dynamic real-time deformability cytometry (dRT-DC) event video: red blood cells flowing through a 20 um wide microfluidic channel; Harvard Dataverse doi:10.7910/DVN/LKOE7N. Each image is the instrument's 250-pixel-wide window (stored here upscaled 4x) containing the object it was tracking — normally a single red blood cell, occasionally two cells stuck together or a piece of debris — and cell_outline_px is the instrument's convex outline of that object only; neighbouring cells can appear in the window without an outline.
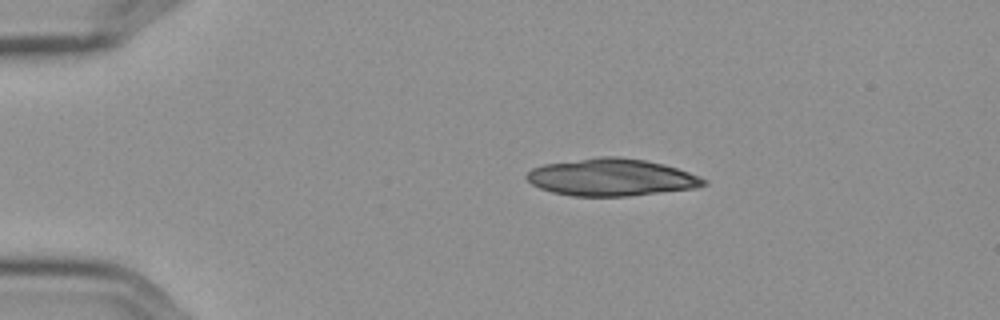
{"species": "Egyptian fruit bat (a non-hibernating species)", "species_latin": "Rousettus aegyptiacus", "temperature_condition": "cold", "stored_images_in_passage": 4, "camera_frame_rate_fps": 3000, "um_per_image_px": 0.085, "frame": {"image": 1, "passage_image": 1, "time_ms": 0.0, "image_size_px": [1000, 320], "cell_outline_px": [[708, 184], [696, 188], [628, 196], [572, 196], [552, 192], [540, 188], [532, 184], [524, 176], [532, 168], [544, 164], [600, 156], [620, 156], [644, 160], [664, 164], [700, 176], [708, 180]], "centroid_in_image_um": [51.98, 15.07], "position_along_channel_um": 33.0, "area_um2": 38.49}}